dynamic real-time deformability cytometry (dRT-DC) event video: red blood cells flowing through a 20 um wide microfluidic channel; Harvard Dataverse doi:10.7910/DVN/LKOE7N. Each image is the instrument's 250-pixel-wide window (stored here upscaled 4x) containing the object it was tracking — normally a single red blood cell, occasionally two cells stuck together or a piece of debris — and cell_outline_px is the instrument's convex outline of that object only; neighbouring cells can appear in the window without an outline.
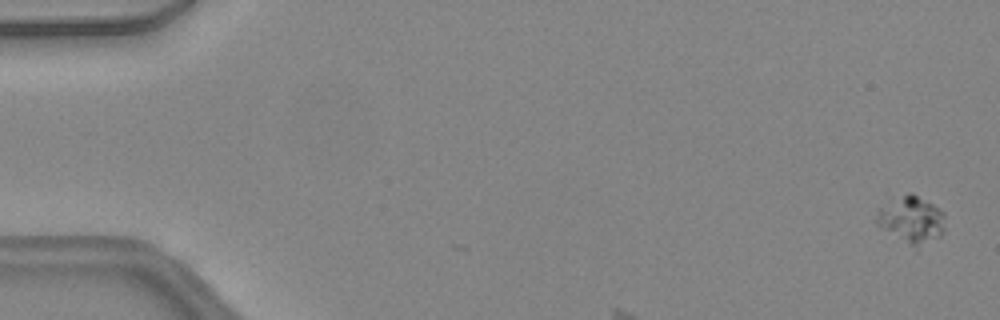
{"species": "common noctule bat (a hibernating species)", "species_latin": "Nyctalus noctula", "temperature_condition": "warm", "stored_images_in_passage": 8, "camera_frame_rate_fps": 3000, "um_per_image_px": 0.085, "animal": {"sex": "female", "body_mass_g": 24.6, "forearm_length_mm": 56.2}, "frame": {"image": 1, "passage_image": 1, "time_ms": 0.0, "image_size_px": [1000, 320], "cell_outline_px": [[944, 232], [940, 236], [916, 252], [876, 224], [876, 208], [908, 192], [912, 192], [932, 204], [944, 212]], "centroid_in_image_um": [77.47, 18.74], "position_along_channel_um": 7.5, "area_um2": 19.42}}